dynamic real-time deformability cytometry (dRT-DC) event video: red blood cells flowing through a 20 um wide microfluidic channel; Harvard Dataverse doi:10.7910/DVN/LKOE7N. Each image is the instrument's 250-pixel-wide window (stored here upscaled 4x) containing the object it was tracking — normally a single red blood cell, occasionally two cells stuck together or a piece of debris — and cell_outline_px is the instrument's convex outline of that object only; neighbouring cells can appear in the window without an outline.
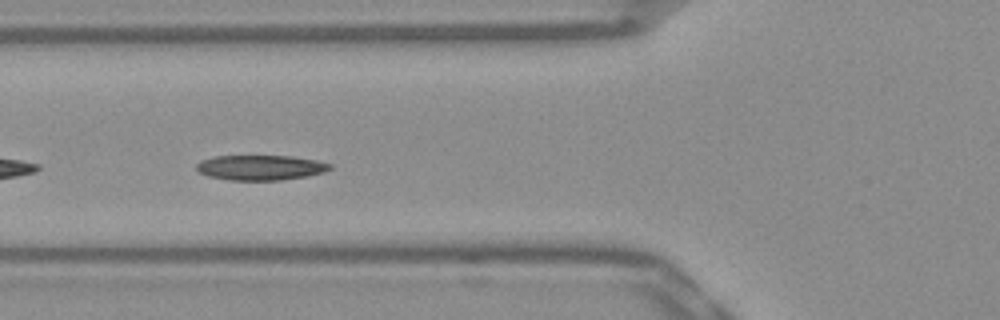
{"species": "Egyptian fruit bat (a non-hibernating species)", "species_latin": "Rousettus aegyptiacus", "temperature_condition": "warm", "stored_images_in_passage": 14, "camera_frame_rate_fps": 3000, "um_per_image_px": 0.085, "frame": {"image": 1, "passage_image": 5, "time_ms": 1.333, "image_size_px": [1000, 320], "cell_outline_px": [[332, 168], [324, 172], [304, 176], [280, 180], [228, 180], [208, 176], [196, 172], [196, 164], [200, 160], [216, 156], [292, 156], [316, 160], [332, 164]], "centroid_in_image_um": [22.1, 14.24], "position_along_channel_um": 103.7, "area_um2": 19.54}}
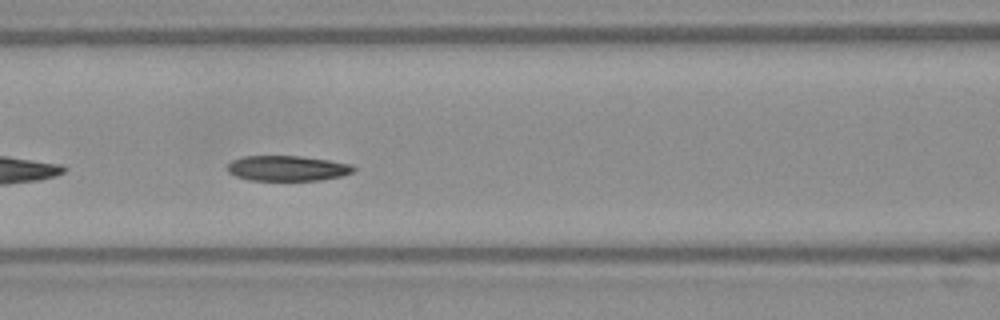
{"frame": {"image": 2, "passage_image": 8, "time_ms": 2.333, "image_size_px": [1000, 320], "cell_outline_px": [[356, 168], [352, 172], [344, 176], [320, 180], [248, 180], [236, 176], [228, 172], [228, 164], [232, 160], [244, 156], [300, 156], [328, 160], [352, 164]], "centroid_in_image_um": [24.44, 14.3], "position_along_channel_um": 142.2, "area_um2": 18.61}}
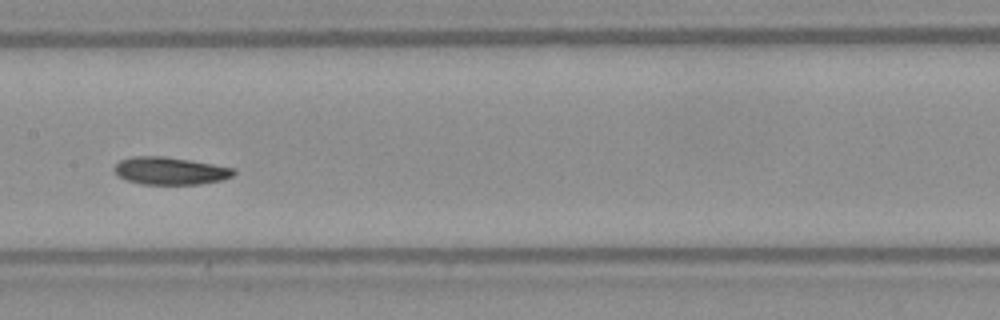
{"frame": {"image": 3, "passage_image": 12, "time_ms": 3.667, "image_size_px": [1000, 320], "cell_outline_px": [[236, 172], [232, 176], [220, 180], [200, 184], [140, 184], [124, 180], [116, 176], [112, 168], [120, 160], [132, 156], [164, 156], [236, 168]], "centroid_in_image_um": [14.4, 14.52], "position_along_channel_um": 193.0, "area_um2": 19.31}}